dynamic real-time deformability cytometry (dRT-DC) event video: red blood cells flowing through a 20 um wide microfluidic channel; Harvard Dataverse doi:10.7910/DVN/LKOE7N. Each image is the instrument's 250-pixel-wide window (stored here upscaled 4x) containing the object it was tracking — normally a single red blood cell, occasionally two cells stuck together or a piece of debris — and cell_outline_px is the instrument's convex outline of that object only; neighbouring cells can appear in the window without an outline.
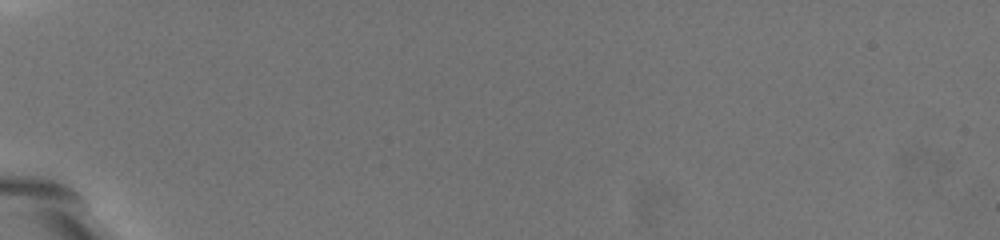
{"species": "common noctule bat (a hibernating species)", "species_latin": "Nyctalus noctula", "temperature_condition": "warm", "stored_images_in_passage": 2, "camera_frame_rate_fps": 3000, "um_per_image_px": 0.085, "animal": {"sex": "female", "body_mass_g": 19.5, "forearm_length_mm": 54.1}, "frame": {"image": 1, "passage_image": 1, "time_ms": 0.0, "image_size_px": [1000, 240], "cell_outline_px": [[220, 168], [208, 184], [200, 180], [120, 100], [120, 84], [128, 84], [136, 88], [192, 132], [208, 148]], "centroid_in_image_um": [14.57, 11.36], "position_along_channel_um": 70.4, "area_um2": 22.48}}